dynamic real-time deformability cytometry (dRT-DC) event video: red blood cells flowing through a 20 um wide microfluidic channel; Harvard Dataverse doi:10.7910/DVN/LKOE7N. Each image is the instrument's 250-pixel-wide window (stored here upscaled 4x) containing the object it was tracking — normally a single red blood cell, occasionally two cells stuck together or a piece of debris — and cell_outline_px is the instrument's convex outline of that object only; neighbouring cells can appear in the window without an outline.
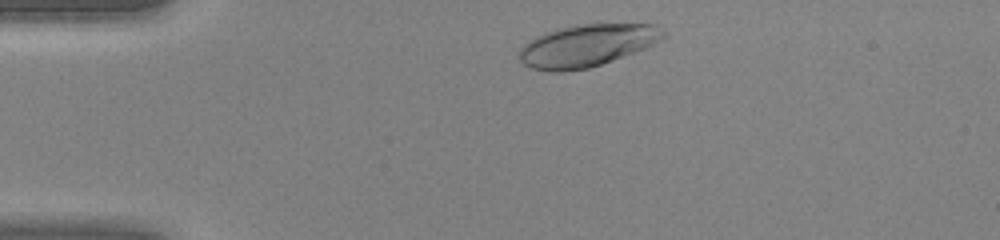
{"species": "human", "species_latin": "Homo sapiens", "temperature_condition": "warm", "stored_images_in_passage": 30, "camera_frame_rate_fps": 3000, "um_per_image_px": 0.085, "donor": {"sex": "female"}, "frame": {"image": 1, "passage_image": 2, "time_ms": 0.333, "image_size_px": [1000, 240], "cell_outline_px": [[668, 36], [644, 48], [612, 60], [588, 68], [560, 72], [552, 72], [532, 68], [524, 64], [520, 60], [520, 48], [528, 40], [544, 32], [556, 28], [576, 24], [652, 24], [668, 32]], "centroid_in_image_um": [49.87, 3.85], "position_along_channel_um": 35.1, "area_um2": 35.43}}
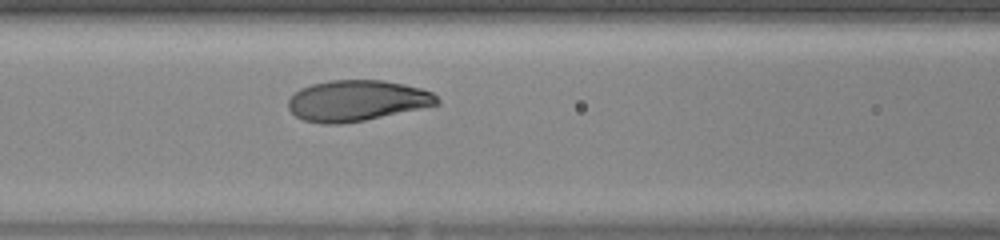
{"frame": {"image": 2, "passage_image": 12, "time_ms": 3.667, "image_size_px": [1000, 240], "cell_outline_px": [[440, 104], [364, 120], [340, 124], [324, 124], [304, 120], [296, 116], [288, 108], [288, 100], [300, 88], [312, 84], [328, 80], [384, 80], [404, 84], [420, 88], [432, 92], [440, 100]], "centroid_in_image_um": [30.33, 8.55], "position_along_channel_um": 136.3, "area_um2": 35.32}}
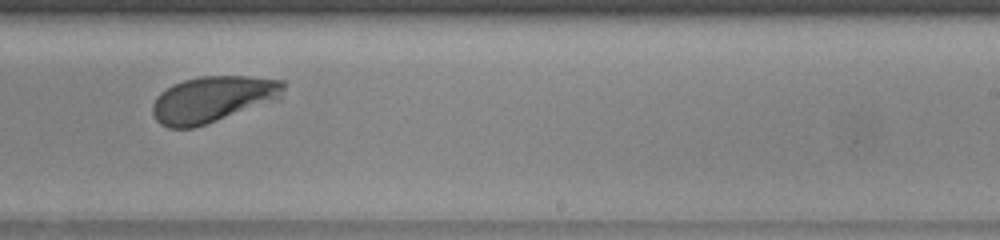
{"frame": {"image": 3, "passage_image": 21, "time_ms": 6.667, "image_size_px": [1000, 240], "cell_outline_px": [[284, 88], [280, 100], [192, 128], [168, 128], [160, 124], [156, 120], [152, 112], [152, 104], [156, 96], [160, 92], [172, 84], [184, 80], [200, 76], [248, 76], [284, 80]], "centroid_in_image_um": [18.09, 8.43], "position_along_channel_um": 270.9, "area_um2": 35.55}}